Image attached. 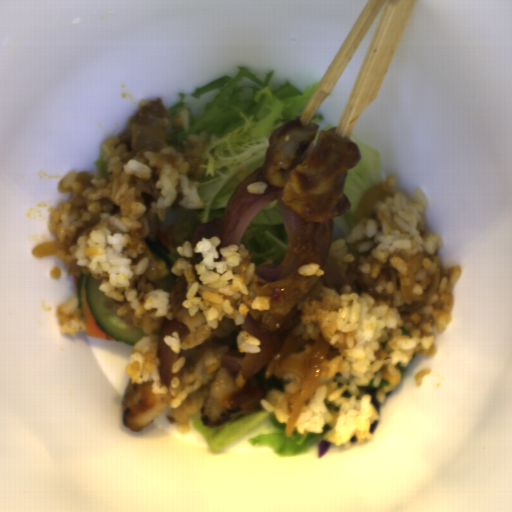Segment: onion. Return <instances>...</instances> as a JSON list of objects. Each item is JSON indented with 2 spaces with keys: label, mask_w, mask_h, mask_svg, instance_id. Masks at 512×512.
Returning a JSON list of instances; mask_svg holds the SVG:
<instances>
[{
  "label": "onion",
  "mask_w": 512,
  "mask_h": 512,
  "mask_svg": "<svg viewBox=\"0 0 512 512\" xmlns=\"http://www.w3.org/2000/svg\"><path fill=\"white\" fill-rule=\"evenodd\" d=\"M331 346L321 332L317 340L304 339L300 333H286L279 350L268 364L265 380L273 374L278 377L295 374L300 379L298 390L286 399L288 420L285 436L289 438L304 407L316 392L323 373L330 370L326 359Z\"/></svg>",
  "instance_id": "obj_1"
},
{
  "label": "onion",
  "mask_w": 512,
  "mask_h": 512,
  "mask_svg": "<svg viewBox=\"0 0 512 512\" xmlns=\"http://www.w3.org/2000/svg\"><path fill=\"white\" fill-rule=\"evenodd\" d=\"M424 254L425 252H418L406 262V275L400 272L397 274L399 278L400 288L405 300H413L411 304H404L399 306L397 310L400 313H412L419 307H425L427 305V301L439 287L442 271L441 267L435 266L434 271L432 273L427 274L426 276L428 283L426 284L425 288H422L420 294L414 293L415 273L421 267V264L424 259Z\"/></svg>",
  "instance_id": "obj_2"
},
{
  "label": "onion",
  "mask_w": 512,
  "mask_h": 512,
  "mask_svg": "<svg viewBox=\"0 0 512 512\" xmlns=\"http://www.w3.org/2000/svg\"><path fill=\"white\" fill-rule=\"evenodd\" d=\"M166 133L163 127L157 125H140L133 123L130 145L132 149L140 150L146 147L166 148Z\"/></svg>",
  "instance_id": "obj_3"
},
{
  "label": "onion",
  "mask_w": 512,
  "mask_h": 512,
  "mask_svg": "<svg viewBox=\"0 0 512 512\" xmlns=\"http://www.w3.org/2000/svg\"><path fill=\"white\" fill-rule=\"evenodd\" d=\"M381 197H393L392 192L380 184H375L365 190L359 198L352 216L356 221L361 218H370L378 200Z\"/></svg>",
  "instance_id": "obj_4"
},
{
  "label": "onion",
  "mask_w": 512,
  "mask_h": 512,
  "mask_svg": "<svg viewBox=\"0 0 512 512\" xmlns=\"http://www.w3.org/2000/svg\"><path fill=\"white\" fill-rule=\"evenodd\" d=\"M245 359V353H239V349L232 348L223 354L220 367L225 368L228 371L240 370L241 365Z\"/></svg>",
  "instance_id": "obj_5"
},
{
  "label": "onion",
  "mask_w": 512,
  "mask_h": 512,
  "mask_svg": "<svg viewBox=\"0 0 512 512\" xmlns=\"http://www.w3.org/2000/svg\"><path fill=\"white\" fill-rule=\"evenodd\" d=\"M31 251L36 257L50 258L58 253V245L49 240L33 247Z\"/></svg>",
  "instance_id": "obj_6"
}]
</instances>
